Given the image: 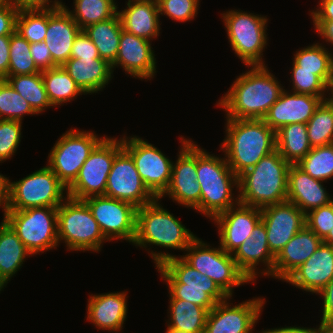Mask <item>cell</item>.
<instances>
[{"instance_id":"1","label":"cell","mask_w":333,"mask_h":333,"mask_svg":"<svg viewBox=\"0 0 333 333\" xmlns=\"http://www.w3.org/2000/svg\"><path fill=\"white\" fill-rule=\"evenodd\" d=\"M237 76L217 105L228 119H263L283 91L266 65L250 66Z\"/></svg>"},{"instance_id":"2","label":"cell","mask_w":333,"mask_h":333,"mask_svg":"<svg viewBox=\"0 0 333 333\" xmlns=\"http://www.w3.org/2000/svg\"><path fill=\"white\" fill-rule=\"evenodd\" d=\"M155 267L169 287V299H183L208 312L229 297L206 275L191 267L182 257L164 252H150Z\"/></svg>"},{"instance_id":"3","label":"cell","mask_w":333,"mask_h":333,"mask_svg":"<svg viewBox=\"0 0 333 333\" xmlns=\"http://www.w3.org/2000/svg\"><path fill=\"white\" fill-rule=\"evenodd\" d=\"M220 146L228 165L239 176L276 150V132L263 119H228Z\"/></svg>"},{"instance_id":"4","label":"cell","mask_w":333,"mask_h":333,"mask_svg":"<svg viewBox=\"0 0 333 333\" xmlns=\"http://www.w3.org/2000/svg\"><path fill=\"white\" fill-rule=\"evenodd\" d=\"M291 164L275 150L238 176L239 202L256 208L287 201Z\"/></svg>"},{"instance_id":"5","label":"cell","mask_w":333,"mask_h":333,"mask_svg":"<svg viewBox=\"0 0 333 333\" xmlns=\"http://www.w3.org/2000/svg\"><path fill=\"white\" fill-rule=\"evenodd\" d=\"M206 152L197 145V182L201 186L200 203L194 208L209 219L239 202L233 189H238V176L224 158ZM233 188V189H232Z\"/></svg>"},{"instance_id":"6","label":"cell","mask_w":333,"mask_h":333,"mask_svg":"<svg viewBox=\"0 0 333 333\" xmlns=\"http://www.w3.org/2000/svg\"><path fill=\"white\" fill-rule=\"evenodd\" d=\"M158 201L160 199L156 198L137 208L136 234L132 245L145 249L155 245L185 251L197 236Z\"/></svg>"},{"instance_id":"7","label":"cell","mask_w":333,"mask_h":333,"mask_svg":"<svg viewBox=\"0 0 333 333\" xmlns=\"http://www.w3.org/2000/svg\"><path fill=\"white\" fill-rule=\"evenodd\" d=\"M58 241L69 251L98 253L108 240L102 234L91 210L83 200L67 196L57 210Z\"/></svg>"},{"instance_id":"8","label":"cell","mask_w":333,"mask_h":333,"mask_svg":"<svg viewBox=\"0 0 333 333\" xmlns=\"http://www.w3.org/2000/svg\"><path fill=\"white\" fill-rule=\"evenodd\" d=\"M230 46L244 65H265L263 51L267 48L266 16L229 10L221 14Z\"/></svg>"},{"instance_id":"9","label":"cell","mask_w":333,"mask_h":333,"mask_svg":"<svg viewBox=\"0 0 333 333\" xmlns=\"http://www.w3.org/2000/svg\"><path fill=\"white\" fill-rule=\"evenodd\" d=\"M65 191V192H64ZM67 187L45 166L19 181L8 179V199L4 211L37 207L58 208L67 198Z\"/></svg>"},{"instance_id":"10","label":"cell","mask_w":333,"mask_h":333,"mask_svg":"<svg viewBox=\"0 0 333 333\" xmlns=\"http://www.w3.org/2000/svg\"><path fill=\"white\" fill-rule=\"evenodd\" d=\"M185 252L187 253L180 257L213 280L228 297H232L234 287L251 282L238 268L232 254L225 252L220 246L212 248L196 237Z\"/></svg>"},{"instance_id":"11","label":"cell","mask_w":333,"mask_h":333,"mask_svg":"<svg viewBox=\"0 0 333 333\" xmlns=\"http://www.w3.org/2000/svg\"><path fill=\"white\" fill-rule=\"evenodd\" d=\"M57 210L55 207H37L3 211V219L31 254L37 255L59 246Z\"/></svg>"},{"instance_id":"12","label":"cell","mask_w":333,"mask_h":333,"mask_svg":"<svg viewBox=\"0 0 333 333\" xmlns=\"http://www.w3.org/2000/svg\"><path fill=\"white\" fill-rule=\"evenodd\" d=\"M93 131L69 129L56 141L48 155L46 164L68 188L93 149L105 138Z\"/></svg>"},{"instance_id":"13","label":"cell","mask_w":333,"mask_h":333,"mask_svg":"<svg viewBox=\"0 0 333 333\" xmlns=\"http://www.w3.org/2000/svg\"><path fill=\"white\" fill-rule=\"evenodd\" d=\"M123 149L122 138L105 137L82 165L75 181L67 188V196L84 200L105 195L108 174L115 156Z\"/></svg>"},{"instance_id":"14","label":"cell","mask_w":333,"mask_h":333,"mask_svg":"<svg viewBox=\"0 0 333 333\" xmlns=\"http://www.w3.org/2000/svg\"><path fill=\"white\" fill-rule=\"evenodd\" d=\"M122 145L133 158L144 184L159 198L169 186L173 161L159 148L138 136L124 135Z\"/></svg>"},{"instance_id":"15","label":"cell","mask_w":333,"mask_h":333,"mask_svg":"<svg viewBox=\"0 0 333 333\" xmlns=\"http://www.w3.org/2000/svg\"><path fill=\"white\" fill-rule=\"evenodd\" d=\"M83 201L91 210L102 234L108 241L125 239L133 243L137 212L133 204L105 195L88 197Z\"/></svg>"},{"instance_id":"16","label":"cell","mask_w":333,"mask_h":333,"mask_svg":"<svg viewBox=\"0 0 333 333\" xmlns=\"http://www.w3.org/2000/svg\"><path fill=\"white\" fill-rule=\"evenodd\" d=\"M181 148L172 165L171 180L165 195L176 203L194 209L200 203L201 186L197 182V144L182 135Z\"/></svg>"},{"instance_id":"17","label":"cell","mask_w":333,"mask_h":333,"mask_svg":"<svg viewBox=\"0 0 333 333\" xmlns=\"http://www.w3.org/2000/svg\"><path fill=\"white\" fill-rule=\"evenodd\" d=\"M105 196L129 202L136 208L147 205L157 198L140 178L133 158L124 148L113 161L108 174Z\"/></svg>"},{"instance_id":"18","label":"cell","mask_w":333,"mask_h":333,"mask_svg":"<svg viewBox=\"0 0 333 333\" xmlns=\"http://www.w3.org/2000/svg\"><path fill=\"white\" fill-rule=\"evenodd\" d=\"M229 299L231 297L218 302L208 312L204 333H253L254 326L260 320L265 299L257 297L235 306L228 302Z\"/></svg>"},{"instance_id":"19","label":"cell","mask_w":333,"mask_h":333,"mask_svg":"<svg viewBox=\"0 0 333 333\" xmlns=\"http://www.w3.org/2000/svg\"><path fill=\"white\" fill-rule=\"evenodd\" d=\"M269 250L276 257L283 247L306 226L305 214L289 201L261 209Z\"/></svg>"},{"instance_id":"20","label":"cell","mask_w":333,"mask_h":333,"mask_svg":"<svg viewBox=\"0 0 333 333\" xmlns=\"http://www.w3.org/2000/svg\"><path fill=\"white\" fill-rule=\"evenodd\" d=\"M218 226L220 247L232 254L261 221V209L238 202L212 219Z\"/></svg>"},{"instance_id":"21","label":"cell","mask_w":333,"mask_h":333,"mask_svg":"<svg viewBox=\"0 0 333 333\" xmlns=\"http://www.w3.org/2000/svg\"><path fill=\"white\" fill-rule=\"evenodd\" d=\"M149 40L138 37L122 29L119 50L112 71L120 66L130 76L139 79L154 78L156 75V58Z\"/></svg>"},{"instance_id":"22","label":"cell","mask_w":333,"mask_h":333,"mask_svg":"<svg viewBox=\"0 0 333 333\" xmlns=\"http://www.w3.org/2000/svg\"><path fill=\"white\" fill-rule=\"evenodd\" d=\"M326 96H313L283 89L278 100L269 108L264 122L275 132L284 125L306 124Z\"/></svg>"},{"instance_id":"23","label":"cell","mask_w":333,"mask_h":333,"mask_svg":"<svg viewBox=\"0 0 333 333\" xmlns=\"http://www.w3.org/2000/svg\"><path fill=\"white\" fill-rule=\"evenodd\" d=\"M233 259L238 268L253 283L259 274L274 278L275 256L269 250L265 224L261 220L247 238L233 253ZM262 263L266 269L258 272V265ZM259 273V274H258Z\"/></svg>"},{"instance_id":"24","label":"cell","mask_w":333,"mask_h":333,"mask_svg":"<svg viewBox=\"0 0 333 333\" xmlns=\"http://www.w3.org/2000/svg\"><path fill=\"white\" fill-rule=\"evenodd\" d=\"M80 31L79 25L64 7L47 9V30L44 41L55 66H62L70 59L72 45Z\"/></svg>"},{"instance_id":"25","label":"cell","mask_w":333,"mask_h":333,"mask_svg":"<svg viewBox=\"0 0 333 333\" xmlns=\"http://www.w3.org/2000/svg\"><path fill=\"white\" fill-rule=\"evenodd\" d=\"M333 279V246L322 243L284 282L318 294Z\"/></svg>"},{"instance_id":"26","label":"cell","mask_w":333,"mask_h":333,"mask_svg":"<svg viewBox=\"0 0 333 333\" xmlns=\"http://www.w3.org/2000/svg\"><path fill=\"white\" fill-rule=\"evenodd\" d=\"M127 291L91 294L87 304V319L98 330L114 331L123 329L127 319Z\"/></svg>"},{"instance_id":"27","label":"cell","mask_w":333,"mask_h":333,"mask_svg":"<svg viewBox=\"0 0 333 333\" xmlns=\"http://www.w3.org/2000/svg\"><path fill=\"white\" fill-rule=\"evenodd\" d=\"M287 184V201L294 203L304 214L333 201L323 181L314 179L297 164H291Z\"/></svg>"},{"instance_id":"28","label":"cell","mask_w":333,"mask_h":333,"mask_svg":"<svg viewBox=\"0 0 333 333\" xmlns=\"http://www.w3.org/2000/svg\"><path fill=\"white\" fill-rule=\"evenodd\" d=\"M322 243L321 238L304 226L275 257L274 278L285 281L314 254Z\"/></svg>"},{"instance_id":"29","label":"cell","mask_w":333,"mask_h":333,"mask_svg":"<svg viewBox=\"0 0 333 333\" xmlns=\"http://www.w3.org/2000/svg\"><path fill=\"white\" fill-rule=\"evenodd\" d=\"M118 11L123 30L149 41L160 35V14L156 0L128 1Z\"/></svg>"},{"instance_id":"30","label":"cell","mask_w":333,"mask_h":333,"mask_svg":"<svg viewBox=\"0 0 333 333\" xmlns=\"http://www.w3.org/2000/svg\"><path fill=\"white\" fill-rule=\"evenodd\" d=\"M62 67L86 95L102 91L113 78L111 65L102 58H70Z\"/></svg>"},{"instance_id":"31","label":"cell","mask_w":333,"mask_h":333,"mask_svg":"<svg viewBox=\"0 0 333 333\" xmlns=\"http://www.w3.org/2000/svg\"><path fill=\"white\" fill-rule=\"evenodd\" d=\"M27 256H32L31 252L3 219L0 223V279L5 285L19 271Z\"/></svg>"},{"instance_id":"32","label":"cell","mask_w":333,"mask_h":333,"mask_svg":"<svg viewBox=\"0 0 333 333\" xmlns=\"http://www.w3.org/2000/svg\"><path fill=\"white\" fill-rule=\"evenodd\" d=\"M122 29V23L117 13L114 17L88 25L83 30L93 41L100 58L111 65L118 54Z\"/></svg>"},{"instance_id":"33","label":"cell","mask_w":333,"mask_h":333,"mask_svg":"<svg viewBox=\"0 0 333 333\" xmlns=\"http://www.w3.org/2000/svg\"><path fill=\"white\" fill-rule=\"evenodd\" d=\"M312 149L307 125L293 123L276 131V150L290 164H298Z\"/></svg>"},{"instance_id":"34","label":"cell","mask_w":333,"mask_h":333,"mask_svg":"<svg viewBox=\"0 0 333 333\" xmlns=\"http://www.w3.org/2000/svg\"><path fill=\"white\" fill-rule=\"evenodd\" d=\"M167 328L187 333H204L208 311L183 299H170Z\"/></svg>"},{"instance_id":"35","label":"cell","mask_w":333,"mask_h":333,"mask_svg":"<svg viewBox=\"0 0 333 333\" xmlns=\"http://www.w3.org/2000/svg\"><path fill=\"white\" fill-rule=\"evenodd\" d=\"M43 83L49 101L53 107L86 95L62 66L42 71Z\"/></svg>"},{"instance_id":"36","label":"cell","mask_w":333,"mask_h":333,"mask_svg":"<svg viewBox=\"0 0 333 333\" xmlns=\"http://www.w3.org/2000/svg\"><path fill=\"white\" fill-rule=\"evenodd\" d=\"M322 43L303 47L293 54V62L299 70L316 71V75L327 85L333 78V55Z\"/></svg>"},{"instance_id":"37","label":"cell","mask_w":333,"mask_h":333,"mask_svg":"<svg viewBox=\"0 0 333 333\" xmlns=\"http://www.w3.org/2000/svg\"><path fill=\"white\" fill-rule=\"evenodd\" d=\"M5 80L27 100L38 115L48 107H52L43 83L42 71L35 74L9 76Z\"/></svg>"},{"instance_id":"38","label":"cell","mask_w":333,"mask_h":333,"mask_svg":"<svg viewBox=\"0 0 333 333\" xmlns=\"http://www.w3.org/2000/svg\"><path fill=\"white\" fill-rule=\"evenodd\" d=\"M74 9L63 6L83 30L88 25L106 21L118 13L115 0H74ZM68 8V9H67Z\"/></svg>"},{"instance_id":"39","label":"cell","mask_w":333,"mask_h":333,"mask_svg":"<svg viewBox=\"0 0 333 333\" xmlns=\"http://www.w3.org/2000/svg\"><path fill=\"white\" fill-rule=\"evenodd\" d=\"M306 125L312 148L333 143V107L326 100L320 103Z\"/></svg>"},{"instance_id":"40","label":"cell","mask_w":333,"mask_h":333,"mask_svg":"<svg viewBox=\"0 0 333 333\" xmlns=\"http://www.w3.org/2000/svg\"><path fill=\"white\" fill-rule=\"evenodd\" d=\"M297 165L314 179H332L333 143L312 148Z\"/></svg>"},{"instance_id":"41","label":"cell","mask_w":333,"mask_h":333,"mask_svg":"<svg viewBox=\"0 0 333 333\" xmlns=\"http://www.w3.org/2000/svg\"><path fill=\"white\" fill-rule=\"evenodd\" d=\"M9 50V68L6 77L41 72L31 56L30 43L16 31L10 35Z\"/></svg>"},{"instance_id":"42","label":"cell","mask_w":333,"mask_h":333,"mask_svg":"<svg viewBox=\"0 0 333 333\" xmlns=\"http://www.w3.org/2000/svg\"><path fill=\"white\" fill-rule=\"evenodd\" d=\"M47 30V9H19L16 32L30 44L44 40Z\"/></svg>"},{"instance_id":"43","label":"cell","mask_w":333,"mask_h":333,"mask_svg":"<svg viewBox=\"0 0 333 333\" xmlns=\"http://www.w3.org/2000/svg\"><path fill=\"white\" fill-rule=\"evenodd\" d=\"M38 115L16 90L5 80H0V119L23 120L24 115Z\"/></svg>"},{"instance_id":"44","label":"cell","mask_w":333,"mask_h":333,"mask_svg":"<svg viewBox=\"0 0 333 333\" xmlns=\"http://www.w3.org/2000/svg\"><path fill=\"white\" fill-rule=\"evenodd\" d=\"M290 76L292 92L310 94L313 96H327V85L316 75V71L299 70L294 62Z\"/></svg>"},{"instance_id":"45","label":"cell","mask_w":333,"mask_h":333,"mask_svg":"<svg viewBox=\"0 0 333 333\" xmlns=\"http://www.w3.org/2000/svg\"><path fill=\"white\" fill-rule=\"evenodd\" d=\"M160 15L179 22L193 20L199 10L200 0H156Z\"/></svg>"},{"instance_id":"46","label":"cell","mask_w":333,"mask_h":333,"mask_svg":"<svg viewBox=\"0 0 333 333\" xmlns=\"http://www.w3.org/2000/svg\"><path fill=\"white\" fill-rule=\"evenodd\" d=\"M22 122L0 119V163L11 159L21 142Z\"/></svg>"},{"instance_id":"47","label":"cell","mask_w":333,"mask_h":333,"mask_svg":"<svg viewBox=\"0 0 333 333\" xmlns=\"http://www.w3.org/2000/svg\"><path fill=\"white\" fill-rule=\"evenodd\" d=\"M306 226L322 240L333 227V201L305 214Z\"/></svg>"},{"instance_id":"48","label":"cell","mask_w":333,"mask_h":333,"mask_svg":"<svg viewBox=\"0 0 333 333\" xmlns=\"http://www.w3.org/2000/svg\"><path fill=\"white\" fill-rule=\"evenodd\" d=\"M19 8L11 0L0 3V36L11 35L16 31V18Z\"/></svg>"},{"instance_id":"49","label":"cell","mask_w":333,"mask_h":333,"mask_svg":"<svg viewBox=\"0 0 333 333\" xmlns=\"http://www.w3.org/2000/svg\"><path fill=\"white\" fill-rule=\"evenodd\" d=\"M70 58H100L96 46L84 30H81L75 38Z\"/></svg>"},{"instance_id":"50","label":"cell","mask_w":333,"mask_h":333,"mask_svg":"<svg viewBox=\"0 0 333 333\" xmlns=\"http://www.w3.org/2000/svg\"><path fill=\"white\" fill-rule=\"evenodd\" d=\"M30 53L34 59L36 67L40 71L55 67L53 64L52 55L44 40L41 42L31 43Z\"/></svg>"},{"instance_id":"51","label":"cell","mask_w":333,"mask_h":333,"mask_svg":"<svg viewBox=\"0 0 333 333\" xmlns=\"http://www.w3.org/2000/svg\"><path fill=\"white\" fill-rule=\"evenodd\" d=\"M19 9H58L65 3L61 0H11ZM52 3V4H51Z\"/></svg>"},{"instance_id":"52","label":"cell","mask_w":333,"mask_h":333,"mask_svg":"<svg viewBox=\"0 0 333 333\" xmlns=\"http://www.w3.org/2000/svg\"><path fill=\"white\" fill-rule=\"evenodd\" d=\"M322 297L321 320H333V279L318 293Z\"/></svg>"},{"instance_id":"53","label":"cell","mask_w":333,"mask_h":333,"mask_svg":"<svg viewBox=\"0 0 333 333\" xmlns=\"http://www.w3.org/2000/svg\"><path fill=\"white\" fill-rule=\"evenodd\" d=\"M10 35L0 36V80L8 75L10 58Z\"/></svg>"},{"instance_id":"54","label":"cell","mask_w":333,"mask_h":333,"mask_svg":"<svg viewBox=\"0 0 333 333\" xmlns=\"http://www.w3.org/2000/svg\"><path fill=\"white\" fill-rule=\"evenodd\" d=\"M313 21H333V0H324L317 9L310 11Z\"/></svg>"},{"instance_id":"55","label":"cell","mask_w":333,"mask_h":333,"mask_svg":"<svg viewBox=\"0 0 333 333\" xmlns=\"http://www.w3.org/2000/svg\"><path fill=\"white\" fill-rule=\"evenodd\" d=\"M313 25L318 35L333 45V21H313Z\"/></svg>"},{"instance_id":"56","label":"cell","mask_w":333,"mask_h":333,"mask_svg":"<svg viewBox=\"0 0 333 333\" xmlns=\"http://www.w3.org/2000/svg\"><path fill=\"white\" fill-rule=\"evenodd\" d=\"M259 333H313L312 328H307V327H300V326H284V327H279V328H273V329H267L266 331L263 330Z\"/></svg>"},{"instance_id":"57","label":"cell","mask_w":333,"mask_h":333,"mask_svg":"<svg viewBox=\"0 0 333 333\" xmlns=\"http://www.w3.org/2000/svg\"><path fill=\"white\" fill-rule=\"evenodd\" d=\"M8 178L0 173V208L5 210L8 199Z\"/></svg>"},{"instance_id":"58","label":"cell","mask_w":333,"mask_h":333,"mask_svg":"<svg viewBox=\"0 0 333 333\" xmlns=\"http://www.w3.org/2000/svg\"><path fill=\"white\" fill-rule=\"evenodd\" d=\"M312 329L313 333H333V320H321L319 326Z\"/></svg>"},{"instance_id":"59","label":"cell","mask_w":333,"mask_h":333,"mask_svg":"<svg viewBox=\"0 0 333 333\" xmlns=\"http://www.w3.org/2000/svg\"><path fill=\"white\" fill-rule=\"evenodd\" d=\"M329 91L331 92V94L329 93ZM327 92L330 98L328 97L325 100L333 107V78L327 84Z\"/></svg>"},{"instance_id":"60","label":"cell","mask_w":333,"mask_h":333,"mask_svg":"<svg viewBox=\"0 0 333 333\" xmlns=\"http://www.w3.org/2000/svg\"><path fill=\"white\" fill-rule=\"evenodd\" d=\"M323 243L333 246V227L329 234L323 239Z\"/></svg>"},{"instance_id":"61","label":"cell","mask_w":333,"mask_h":333,"mask_svg":"<svg viewBox=\"0 0 333 333\" xmlns=\"http://www.w3.org/2000/svg\"><path fill=\"white\" fill-rule=\"evenodd\" d=\"M166 333H187V332H183V331H178V330H173V329L167 328Z\"/></svg>"},{"instance_id":"62","label":"cell","mask_w":333,"mask_h":333,"mask_svg":"<svg viewBox=\"0 0 333 333\" xmlns=\"http://www.w3.org/2000/svg\"><path fill=\"white\" fill-rule=\"evenodd\" d=\"M7 285L4 284V282L0 279V291L4 289Z\"/></svg>"}]
</instances>
